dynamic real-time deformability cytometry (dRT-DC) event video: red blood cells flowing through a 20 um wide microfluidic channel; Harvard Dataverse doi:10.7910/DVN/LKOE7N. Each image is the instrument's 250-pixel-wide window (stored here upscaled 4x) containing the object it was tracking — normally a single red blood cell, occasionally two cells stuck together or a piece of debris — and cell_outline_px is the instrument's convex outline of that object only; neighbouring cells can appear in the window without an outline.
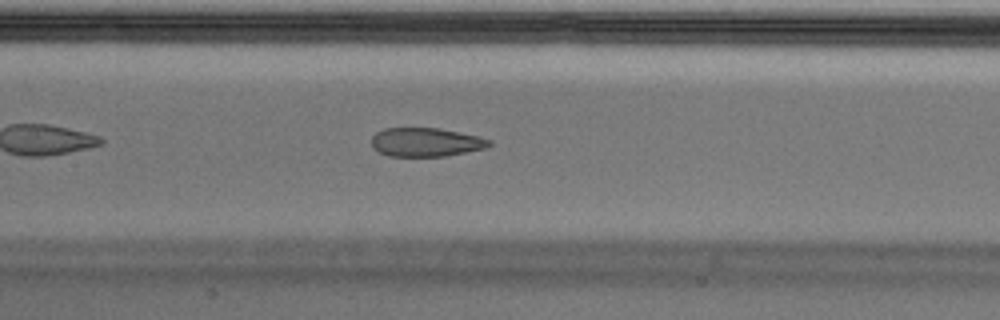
{"species": "Egyptian fruit bat (a non-hibernating species)", "species_latin": "Rousettus aegyptiacus", "temperature_condition": "cold", "stored_images_in_passage": 42, "camera_frame_rate_fps": 3000, "um_per_image_px": 0.085, "animal": {"sex": "male"}, "frame": {"image": 1, "passage_image": 13, "time_ms": 4.0, "image_size_px": [1000, 320], "cell_outline_px": [[492, 144], [484, 148], [444, 156], [388, 156], [372, 148], [372, 136], [376, 132], [384, 128], [440, 128], [480, 136], [492, 140]], "centroid_in_image_um": [36.19, 12.07], "position_along_channel_um": 171.2, "area_um2": 19.77}, "authors_computed_cell_mechanics": {"area_um2": 22.5998, "velocity_mm_per_s": 3.6801, "shape_relaxation_time_tau1_ms": null, "shape_relaxation_time_tau2_ms": 1.7979, "deformation_change_tau1": null, "deformation_change_tau2": 0.0915}}